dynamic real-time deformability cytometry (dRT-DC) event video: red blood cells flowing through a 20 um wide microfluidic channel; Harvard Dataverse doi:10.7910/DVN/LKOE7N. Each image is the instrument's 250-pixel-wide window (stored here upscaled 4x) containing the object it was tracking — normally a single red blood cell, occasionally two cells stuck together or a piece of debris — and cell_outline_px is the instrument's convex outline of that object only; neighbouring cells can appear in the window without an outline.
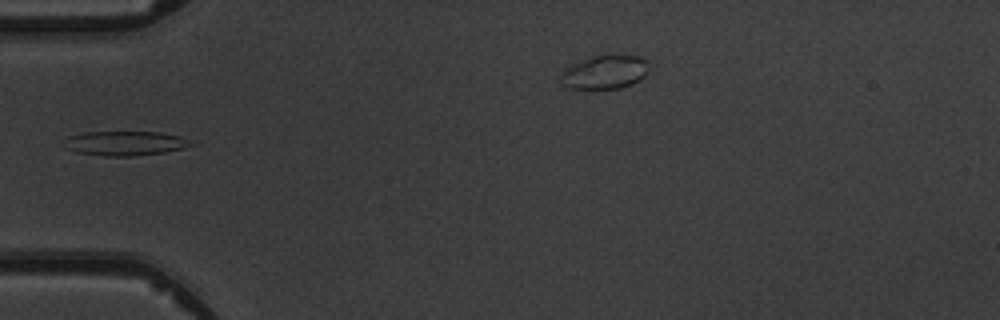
{"species": "common noctule bat (a hibernating species)", "species_latin": "Nyctalus noctula", "temperature_condition": "warm", "stored_images_in_passage": 8, "camera_frame_rate_fps": 3000, "um_per_image_px": 0.085, "animal": {"sex": "male", "body_mass_g": 19.5, "forearm_length_mm": 54.6}, "frame": {"image": 1, "passage_image": 6, "time_ms": 6.0, "image_size_px": [1000, 320], "cell_outline_px": [[196, 144], [184, 148], [164, 152], [132, 156], [104, 156], [76, 152], [64, 148], [60, 140], [68, 136], [84, 132], [160, 132], [180, 136]], "centroid_in_image_um": [10.55, 12.18], "position_along_channel_um": 74.4, "area_um2": 18.32}}
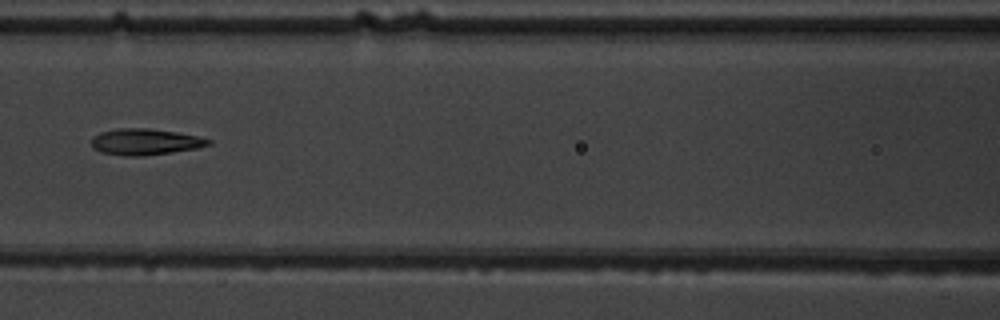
{"frame": {"image": 2, "passage_image": 8, "time_ms": 8.0, "image_size_px": [1000, 320], "cell_outline_px": [[212, 144], [196, 148], [172, 152], [144, 156], [124, 156], [100, 152], [92, 148], [92, 136], [100, 132], [116, 128], [148, 128], [176, 132], [196, 136], [212, 140]], "centroid_in_image_um": [12.3, 12.05], "position_along_channel_um": 154.3, "area_um2": 17.98}}